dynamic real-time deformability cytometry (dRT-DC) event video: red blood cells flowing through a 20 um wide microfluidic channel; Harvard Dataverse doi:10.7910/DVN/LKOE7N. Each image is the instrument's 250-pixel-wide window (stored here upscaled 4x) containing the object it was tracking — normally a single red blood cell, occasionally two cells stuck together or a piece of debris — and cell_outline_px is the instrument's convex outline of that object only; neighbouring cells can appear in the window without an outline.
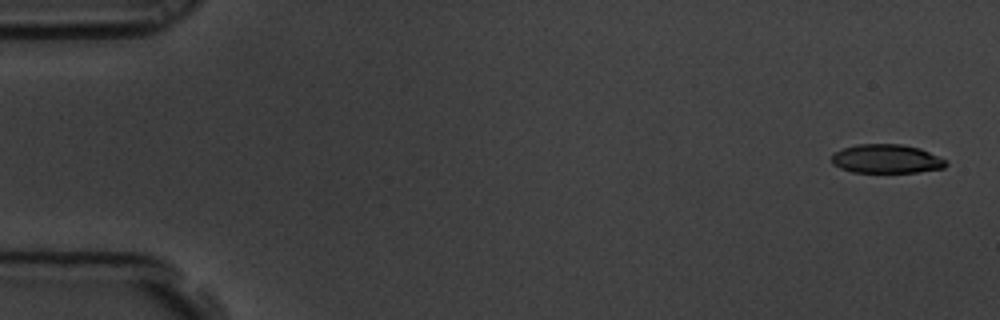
{"species": "common noctule bat (a hibernating species)", "species_latin": "Nyctalus noctula", "temperature_condition": "room temperature", "stored_images_in_passage": 5, "camera_frame_rate_fps": 3000, "um_per_image_px": 0.085, "animal": {"sex": "male", "body_mass_g": 19.5, "forearm_length_mm": 54.6}, "frame": {"image": 1, "passage_image": 1, "time_ms": 0.0, "image_size_px": [1000, 320], "cell_outline_px": [[948, 164], [944, 168], [916, 172], [852, 172], [840, 168], [832, 164], [832, 152], [856, 144], [900, 144], [920, 148], [940, 156], [948, 160]], "centroid_in_image_um": [75.37, 13.5], "position_along_channel_um": 9.6, "area_um2": 19.42}}
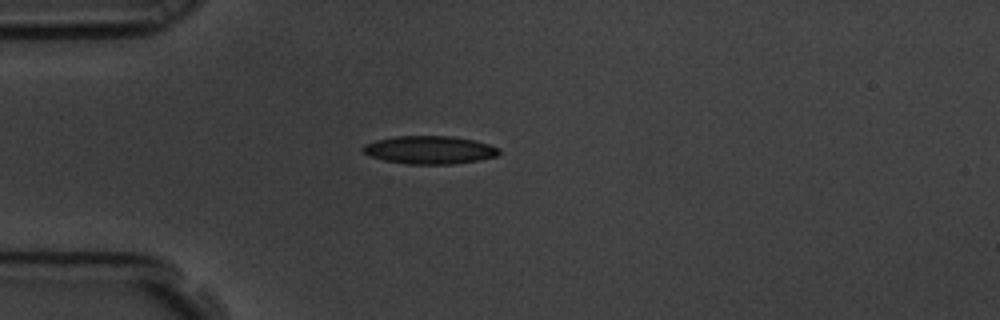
{"frame": {"image": 2, "passage_image": 5, "time_ms": 1.333, "image_size_px": [1000, 320], "cell_outline_px": [[500, 152], [496, 156], [480, 160], [452, 164], [404, 164], [384, 160], [372, 156], [364, 152], [360, 148], [364, 144], [376, 140], [396, 136], [452, 136], [472, 140], [488, 144], [500, 148]], "centroid_in_image_um": [36.51, 12.74], "position_along_channel_um": 48.5, "area_um2": 22.2}}